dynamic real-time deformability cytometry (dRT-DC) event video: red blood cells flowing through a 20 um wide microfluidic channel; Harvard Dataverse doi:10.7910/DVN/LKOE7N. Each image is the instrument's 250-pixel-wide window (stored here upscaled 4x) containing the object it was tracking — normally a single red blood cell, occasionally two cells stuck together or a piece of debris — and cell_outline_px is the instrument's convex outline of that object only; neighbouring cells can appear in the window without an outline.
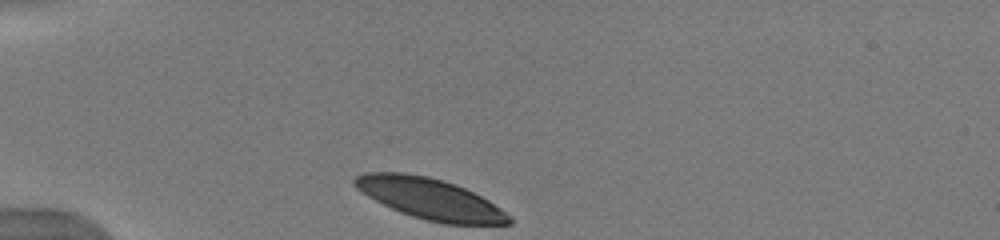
{"species": "human", "species_latin": "Homo sapiens", "temperature_condition": "warm", "stored_images_in_passage": 33, "camera_frame_rate_fps": 3000, "um_per_image_px": 0.085, "donor": {"sex": "male"}, "frame": {"image": 1, "passage_image": 1, "time_ms": 0.0, "image_size_px": [1000, 240], "cell_outline_px": [[512, 224], [444, 224], [412, 216], [400, 212], [368, 196], [356, 188], [352, 184], [352, 180], [356, 176], [364, 172], [404, 172], [428, 176], [444, 180], [456, 184], [488, 200], [512, 216]], "centroid_in_image_um": [36.55, 16.88], "position_along_channel_um": 48.5, "area_um2": 36.76}}
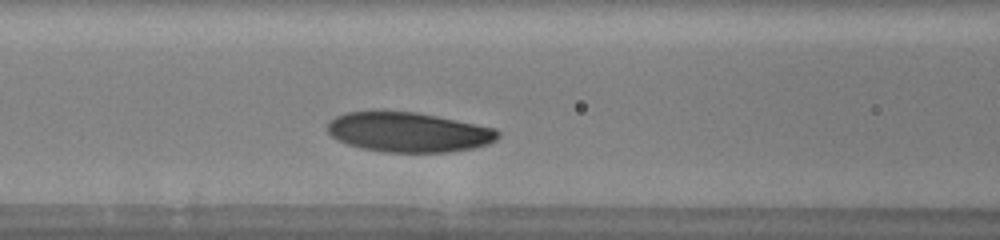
{"frame": {"image": 2, "passage_image": 10, "time_ms": 3.0, "image_size_px": [1000, 240], "cell_outline_px": [[500, 136], [496, 140], [488, 144], [472, 148], [448, 152], [384, 152], [360, 148], [348, 144], [332, 136], [328, 132], [328, 124], [336, 116], [344, 112], [384, 108], [416, 112], [496, 128], [500, 132]], "centroid_in_image_um": [34.69, 11.2], "position_along_channel_um": 131.9, "area_um2": 40.23}}
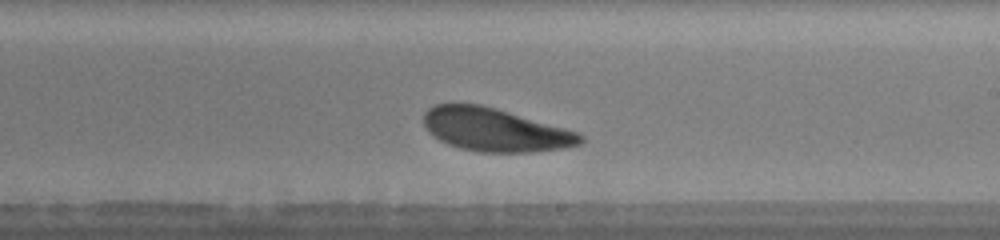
{"frame": {"image": 3, "passage_image": 19, "time_ms": 6.0, "image_size_px": [1000, 240], "cell_outline_px": [[584, 140], [580, 144], [564, 148], [532, 152], [476, 152], [460, 148], [448, 144], [432, 136], [428, 132], [424, 124], [424, 112], [428, 108], [436, 104], [480, 104], [496, 108], [564, 128], [576, 132], [584, 136]], "centroid_in_image_um": [42.05, 11.04], "position_along_channel_um": 247.0, "area_um2": 39.3}, "authors_computed_cell_mechanics": {"area_um2": 40.1132, "velocity_mm_per_s": 3.8427, "shape_relaxation_time_tau1_ms": 1.4581, "shape_relaxation_time_tau2_ms": 11.2966, "deformation_change_tau1": 0.1053, "deformation_change_tau2": 0.2276}}